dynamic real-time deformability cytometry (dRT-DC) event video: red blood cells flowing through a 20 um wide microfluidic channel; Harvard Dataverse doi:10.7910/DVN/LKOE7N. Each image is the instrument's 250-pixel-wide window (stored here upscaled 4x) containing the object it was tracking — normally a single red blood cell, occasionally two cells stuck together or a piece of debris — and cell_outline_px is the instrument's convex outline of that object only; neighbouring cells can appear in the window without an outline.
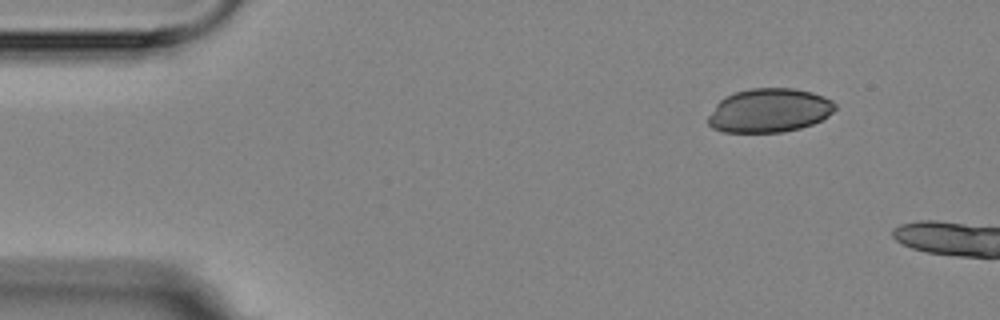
{"species": "Egyptian fruit bat (a non-hibernating species)", "species_latin": "Rousettus aegyptiacus", "temperature_condition": "room temperature", "stored_images_in_passage": 3, "camera_frame_rate_fps": 3000, "um_per_image_px": 0.085, "animal": {"sex": "female"}, "frame": {"image": 1, "passage_image": 1, "time_ms": 0.0, "image_size_px": [1000, 320], "cell_outline_px": [[836, 108], [828, 116], [812, 124], [800, 128], [784, 132], [724, 132], [712, 128], [708, 124], [708, 116], [716, 104], [724, 96], [748, 88], [792, 88], [812, 92], [824, 96], [832, 100], [836, 104]], "centroid_in_image_um": [65.38, 9.38], "position_along_channel_um": 19.6, "area_um2": 32.6}}